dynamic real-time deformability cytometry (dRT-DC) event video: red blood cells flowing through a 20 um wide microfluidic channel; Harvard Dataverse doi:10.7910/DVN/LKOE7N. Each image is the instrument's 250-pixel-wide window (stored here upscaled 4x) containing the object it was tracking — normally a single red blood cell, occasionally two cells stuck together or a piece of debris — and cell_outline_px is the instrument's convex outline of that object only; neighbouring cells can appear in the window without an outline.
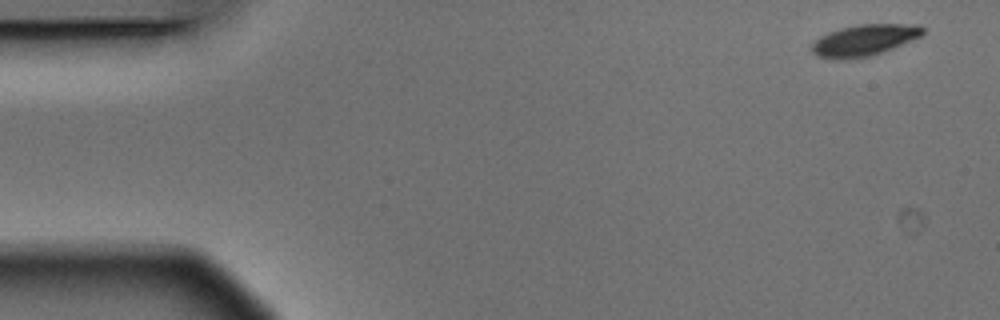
{"species": "Egyptian fruit bat (a non-hibernating species)", "species_latin": "Rousettus aegyptiacus", "temperature_condition": "warm", "stored_images_in_passage": 4, "camera_frame_rate_fps": 3000, "um_per_image_px": 0.085, "animal": {"sex": "male"}, "frame": {"image": 1, "passage_image": 1, "time_ms": 0.0, "image_size_px": [1000, 320], "cell_outline_px": [[924, 32], [920, 36], [892, 48], [868, 56], [848, 60], [836, 60], [816, 56], [812, 52], [812, 44], [820, 36], [828, 32], [840, 28], [856, 24], [920, 24], [924, 28]], "centroid_in_image_um": [73.42, 3.41], "position_along_channel_um": 11.6, "area_um2": 20.29}}
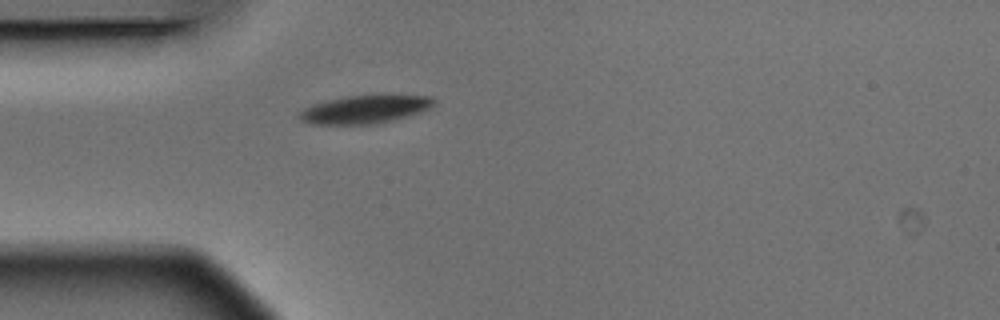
{"frame": {"image": 2, "passage_image": 4, "time_ms": 1.0, "image_size_px": [1000, 320], "cell_outline_px": [[436, 104], [432, 108], [420, 112], [388, 120], [368, 124], [312, 124], [300, 120], [296, 116], [304, 108], [312, 104], [344, 96], [432, 96], [436, 100]], "centroid_in_image_um": [30.97, 9.29], "position_along_channel_um": 54.0, "area_um2": 21.62}}